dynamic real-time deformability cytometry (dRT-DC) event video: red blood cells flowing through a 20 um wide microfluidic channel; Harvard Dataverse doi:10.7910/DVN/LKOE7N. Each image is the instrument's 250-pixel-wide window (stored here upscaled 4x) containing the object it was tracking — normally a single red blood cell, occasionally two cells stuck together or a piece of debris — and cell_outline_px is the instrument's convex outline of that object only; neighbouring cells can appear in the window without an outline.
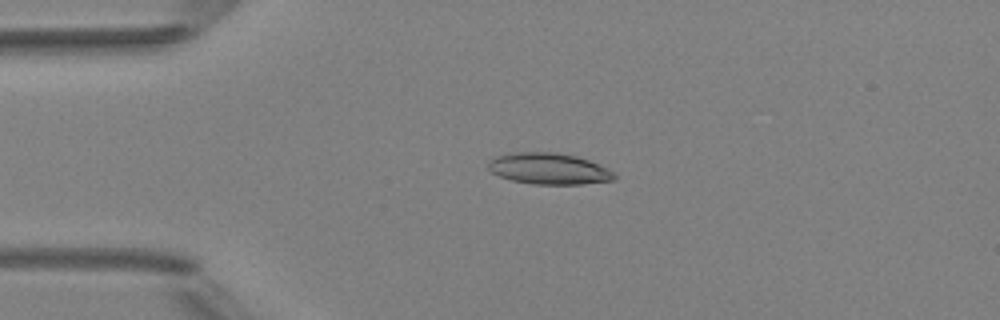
{"species": "Egyptian fruit bat (a non-hibernating species)", "species_latin": "Rousettus aegyptiacus", "temperature_condition": "room temperature", "stored_images_in_passage": 6, "camera_frame_rate_fps": 3000, "um_per_image_px": 0.085, "animal": {"sex": "female"}, "frame": {"image": 1, "passage_image": 2, "time_ms": 1.0, "image_size_px": [1000, 320], "cell_outline_px": [[616, 180], [580, 184], [532, 184], [512, 180], [500, 176], [492, 172], [488, 168], [488, 160], [496, 156], [512, 152], [556, 152], [576, 156], [588, 160], [608, 168], [616, 176]], "centroid_in_image_um": [46.64, 14.33], "position_along_channel_um": 38.4, "area_um2": 23.0}}
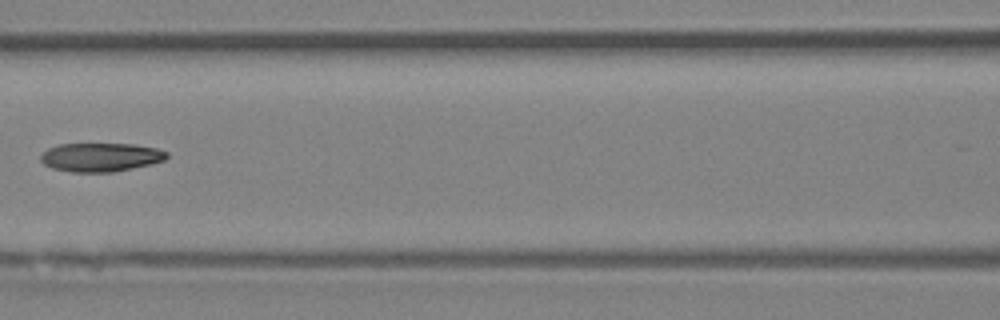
{"frame": {"image": 2, "passage_image": 5, "time_ms": 4.667, "image_size_px": [1000, 320], "cell_outline_px": [[168, 156], [164, 160], [152, 164], [112, 172], [72, 172], [52, 168], [44, 164], [40, 160], [40, 156], [48, 148], [60, 144], [136, 144], [156, 148], [168, 152]], "centroid_in_image_um": [8.56, 13.36], "position_along_channel_um": 158.0, "area_um2": 21.1}}
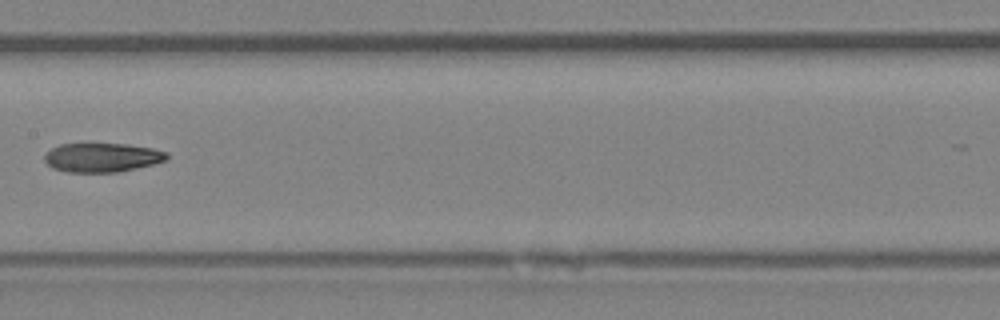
{"frame": {"image": 3, "passage_image": 6, "time_ms": 5.667, "image_size_px": [1000, 320], "cell_outline_px": [[168, 160], [136, 168], [116, 172], [68, 172], [52, 168], [44, 160], [44, 156], [52, 148], [60, 144], [128, 144], [152, 148], [168, 152]], "centroid_in_image_um": [8.69, 13.38], "position_along_channel_um": 198.7, "area_um2": 20.63}}